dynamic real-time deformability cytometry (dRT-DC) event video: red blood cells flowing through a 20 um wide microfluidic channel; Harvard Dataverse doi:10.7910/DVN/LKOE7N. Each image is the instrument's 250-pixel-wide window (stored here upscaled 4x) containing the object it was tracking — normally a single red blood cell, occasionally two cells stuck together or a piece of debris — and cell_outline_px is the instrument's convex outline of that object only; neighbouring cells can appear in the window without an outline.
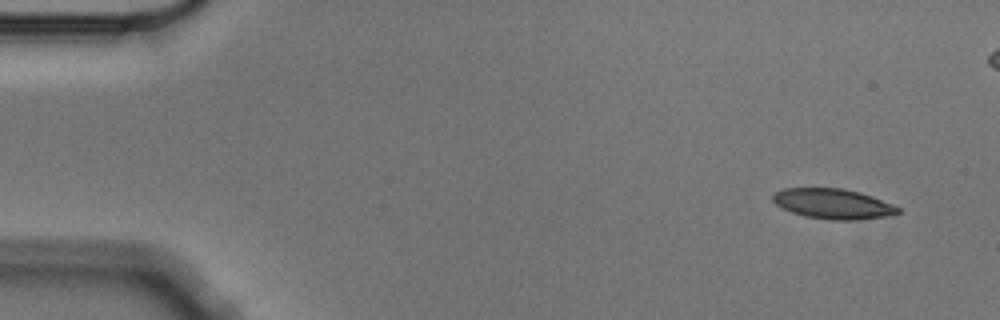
{"species": "Egyptian fruit bat (a non-hibernating species)", "species_latin": "Rousettus aegyptiacus", "temperature_condition": "cold", "stored_images_in_passage": 8, "camera_frame_rate_fps": 3000, "um_per_image_px": 0.085, "animal": {"sex": "male"}, "frame": {"image": 1, "passage_image": 1, "time_ms": 0.0, "image_size_px": [1000, 320], "cell_outline_px": [[900, 212], [884, 216], [852, 220], [832, 220], [804, 216], [792, 212], [776, 204], [772, 200], [772, 196], [776, 192], [784, 188], [844, 188], [860, 192], [872, 196], [892, 204], [900, 208]], "centroid_in_image_um": [70.79, 17.31], "position_along_channel_um": 14.2, "area_um2": 21.79}}
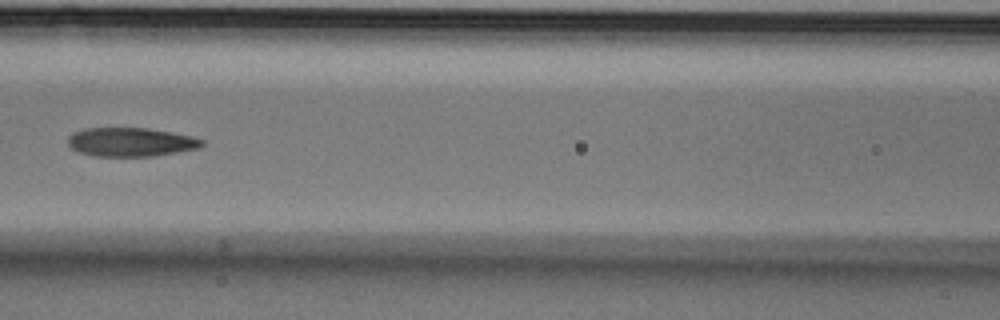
{"frame": {"image": 2, "passage_image": 6, "time_ms": 1.667, "image_size_px": [1000, 320], "cell_outline_px": [[204, 144], [200, 148], [156, 156], [92, 156], [80, 152], [72, 148], [68, 144], [68, 136], [72, 132], [84, 128], [148, 128], [172, 132], [192, 136], [204, 140]], "centroid_in_image_um": [11.13, 12.07], "position_along_channel_um": 155.5, "area_um2": 22.72}}
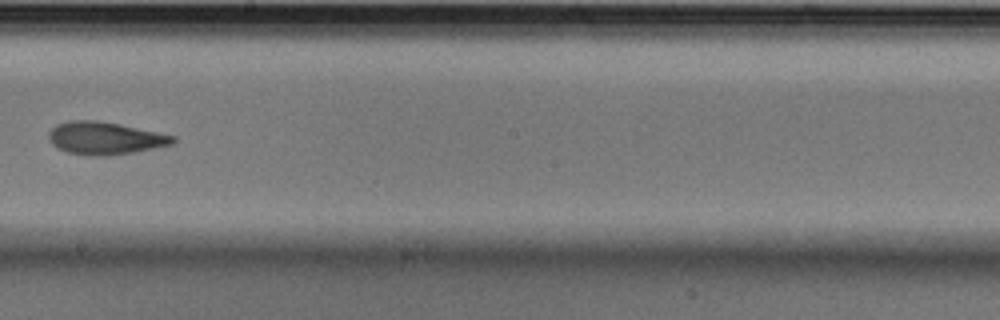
{"frame": {"image": 3, "passage_image": 8, "time_ms": 2.333, "image_size_px": [1000, 320], "cell_outline_px": [[176, 140], [172, 144], [132, 152], [108, 156], [88, 156], [68, 152], [52, 144], [48, 136], [48, 132], [56, 124], [72, 120], [96, 120], [120, 124], [176, 136]], "centroid_in_image_um": [8.91, 11.74], "position_along_channel_um": 239.3, "area_um2": 23.47}}